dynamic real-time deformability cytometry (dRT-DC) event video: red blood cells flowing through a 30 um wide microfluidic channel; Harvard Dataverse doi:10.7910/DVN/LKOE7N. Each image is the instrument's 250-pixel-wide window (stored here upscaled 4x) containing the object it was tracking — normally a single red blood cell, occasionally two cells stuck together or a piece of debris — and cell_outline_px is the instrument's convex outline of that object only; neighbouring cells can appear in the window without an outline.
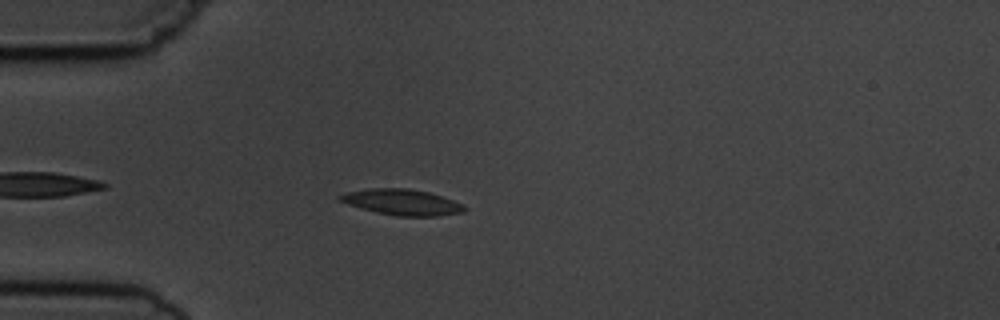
{"species": "common noctule bat (a hibernating species)", "species_latin": "Nyctalus noctula", "temperature_condition": "cold", "stored_images_in_passage": 4, "camera_frame_rate_fps": 3000, "um_per_image_px": 0.085, "animal": {"sex": "male", "body_mass_g": 19.5, "forearm_length_mm": 54.6}, "frame": {"image": 1, "passage_image": 3, "time_ms": 2.333, "image_size_px": [1000, 320], "cell_outline_px": [[468, 208], [464, 212], [436, 216], [396, 216], [376, 212], [348, 204], [336, 200], [336, 196], [348, 192], [368, 188], [408, 188], [428, 192], [464, 204]], "centroid_in_image_um": [34.16, 17.18], "position_along_channel_um": 50.8, "area_um2": 18.79}}